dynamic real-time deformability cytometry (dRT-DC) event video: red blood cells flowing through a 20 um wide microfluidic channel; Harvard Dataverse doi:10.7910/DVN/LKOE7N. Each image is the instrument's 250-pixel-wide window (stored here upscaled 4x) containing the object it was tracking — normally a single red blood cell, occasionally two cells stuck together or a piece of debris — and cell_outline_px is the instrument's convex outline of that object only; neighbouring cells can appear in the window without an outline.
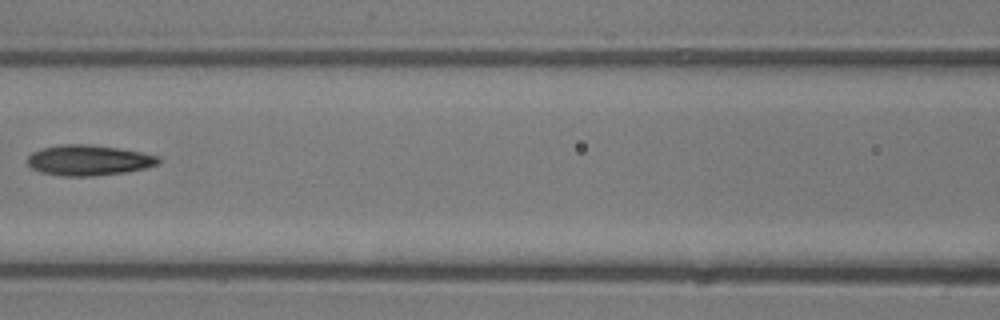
{"species": "common noctule bat (a hibernating species)", "species_latin": "Nyctalus noctula", "temperature_condition": "room temperature", "stored_images_in_passage": 3, "camera_frame_rate_fps": 3000, "um_per_image_px": 0.085, "animal": {"sex": "male", "body_mass_g": 13.3}, "frame": {"image": 1, "passage_image": 3, "time_ms": 2.333, "image_size_px": [1000, 320], "cell_outline_px": [[160, 164], [148, 168], [124, 172], [92, 176], [60, 176], [40, 172], [32, 168], [28, 164], [28, 156], [32, 152], [40, 148], [60, 144], [88, 144], [116, 148], [140, 152], [160, 156]], "centroid_in_image_um": [7.54, 13.62], "position_along_channel_um": 159.1, "area_um2": 23.41}}